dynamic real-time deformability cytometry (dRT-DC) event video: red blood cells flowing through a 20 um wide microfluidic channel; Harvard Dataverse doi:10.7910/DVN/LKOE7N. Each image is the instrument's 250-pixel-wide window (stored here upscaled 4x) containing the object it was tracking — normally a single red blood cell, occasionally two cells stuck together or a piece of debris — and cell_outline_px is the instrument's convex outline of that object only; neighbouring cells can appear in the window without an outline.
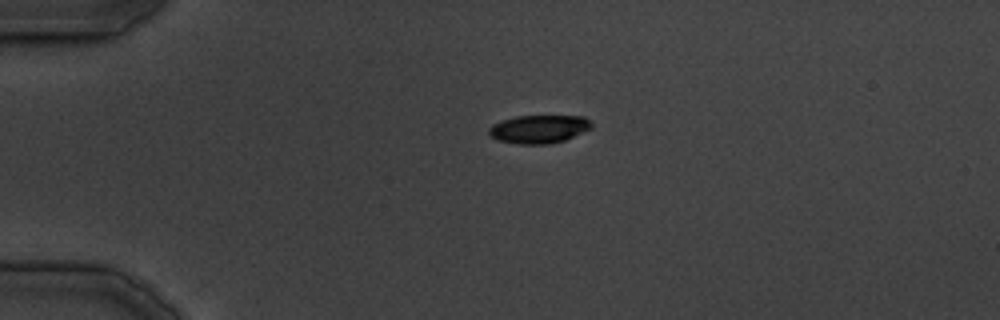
{"species": "common noctule bat (a hibernating species)", "species_latin": "Nyctalus noctula", "temperature_condition": "cold", "stored_images_in_passage": 32, "camera_frame_rate_fps": 3000, "um_per_image_px": 0.085, "animal": {"sex": "male", "body_mass_g": 19.5, "forearm_length_mm": 54.6}, "frame": {"image": 1, "passage_image": 1, "time_ms": 0.0, "image_size_px": [1000, 320], "cell_outline_px": [[592, 128], [564, 140], [548, 144], [520, 144], [500, 140], [492, 136], [488, 132], [488, 128], [492, 124], [500, 120], [516, 116], [584, 116], [592, 124]], "centroid_in_image_um": [45.79, 10.96], "position_along_channel_um": 39.2, "area_um2": 16.76}}
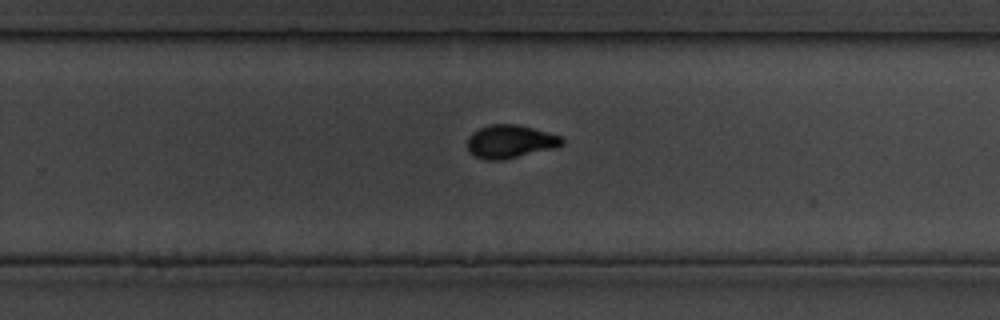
{"frame": {"image": 2, "passage_image": 18, "time_ms": 19.667, "image_size_px": [1000, 320], "cell_outline_px": [[564, 144], [556, 148], [504, 160], [484, 160], [468, 152], [468, 136], [472, 132], [488, 124], [516, 124], [548, 132], [560, 136], [564, 140]], "centroid_in_image_um": [43.37, 12.04], "position_along_channel_um": 286.4, "area_um2": 18.5}}
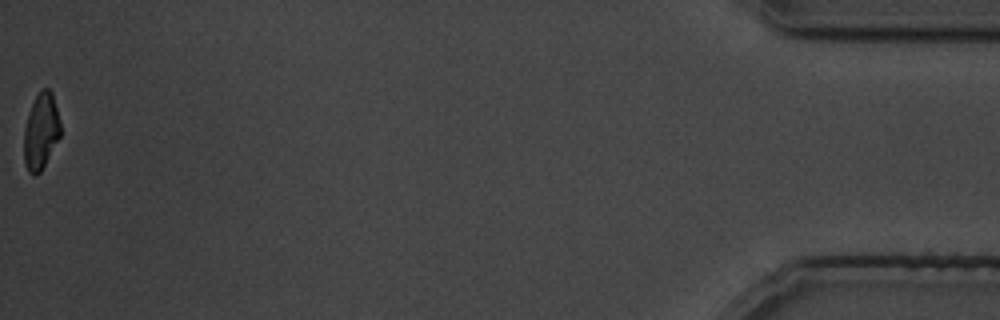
{"frame": {"image": 3, "passage_image": 32, "time_ms": 35.667, "image_size_px": [1000, 320], "cell_outline_px": [[60, 136], [40, 172], [36, 176], [32, 176], [28, 172], [24, 164], [24, 128], [28, 112], [40, 88], [48, 88], [52, 92], [60, 124]], "centroid_in_image_um": [3.45, 11.17], "position_along_channel_um": 431.7, "area_um2": 16.18}}